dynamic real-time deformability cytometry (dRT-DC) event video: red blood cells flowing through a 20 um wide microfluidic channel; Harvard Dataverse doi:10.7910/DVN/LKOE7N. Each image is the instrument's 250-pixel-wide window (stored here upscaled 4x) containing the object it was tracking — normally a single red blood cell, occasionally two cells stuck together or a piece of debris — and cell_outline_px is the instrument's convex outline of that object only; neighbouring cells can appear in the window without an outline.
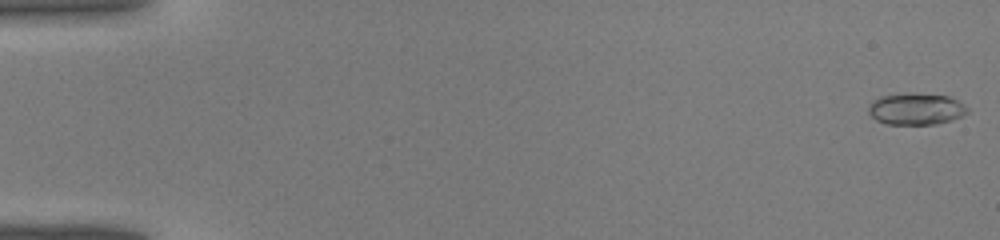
{"species": "common noctule bat (a hibernating species)", "species_latin": "Nyctalus noctula", "temperature_condition": "warm", "stored_images_in_passage": 43, "camera_frame_rate_fps": 3000, "um_per_image_px": 0.085, "animal": {"sex": "male", "body_mass_g": 19.0, "forearm_length_mm": 50.8}, "frame": {"image": 1, "passage_image": 1, "time_ms": 0.0, "image_size_px": [1000, 240], "cell_outline_px": [[968, 112], [952, 120], [936, 124], [884, 124], [876, 120], [868, 112], [868, 104], [872, 100], [880, 96], [912, 92], [916, 92], [948, 96], [964, 104], [968, 108]], "centroid_in_image_um": [77.83, 9.25], "position_along_channel_um": 7.2, "area_um2": 18.5}}
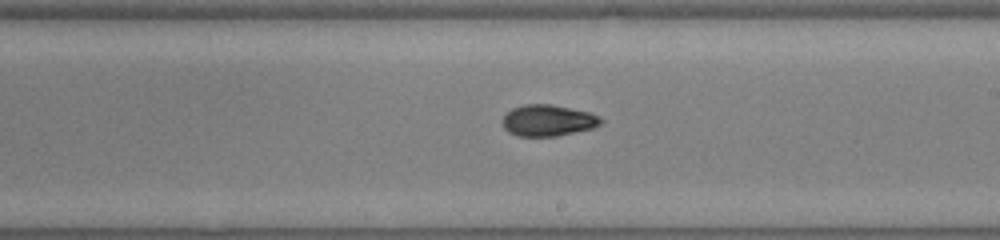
{"frame": {"image": 2, "passage_image": 26, "time_ms": 8.333, "image_size_px": [1000, 240], "cell_outline_px": [[604, 120], [600, 124], [592, 128], [556, 136], [516, 136], [508, 132], [504, 128], [500, 120], [512, 108], [524, 104], [552, 104], [588, 112], [600, 116]], "centroid_in_image_um": [46.54, 10.23], "position_along_channel_um": 242.5, "area_um2": 18.03}}
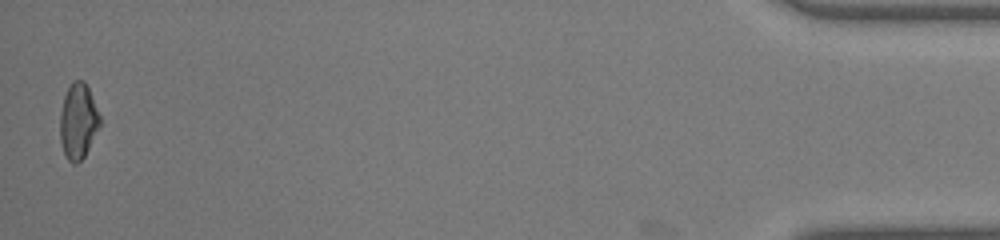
{"frame": {"image": 3, "passage_image": 43, "time_ms": 14.0, "image_size_px": [1000, 240], "cell_outline_px": [[100, 128], [84, 156], [76, 164], [72, 164], [68, 160], [64, 152], [60, 140], [60, 112], [64, 96], [72, 80], [84, 80], [88, 88], [100, 116]], "centroid_in_image_um": [6.64, 10.3], "position_along_channel_um": 428.6, "area_um2": 17.51}}